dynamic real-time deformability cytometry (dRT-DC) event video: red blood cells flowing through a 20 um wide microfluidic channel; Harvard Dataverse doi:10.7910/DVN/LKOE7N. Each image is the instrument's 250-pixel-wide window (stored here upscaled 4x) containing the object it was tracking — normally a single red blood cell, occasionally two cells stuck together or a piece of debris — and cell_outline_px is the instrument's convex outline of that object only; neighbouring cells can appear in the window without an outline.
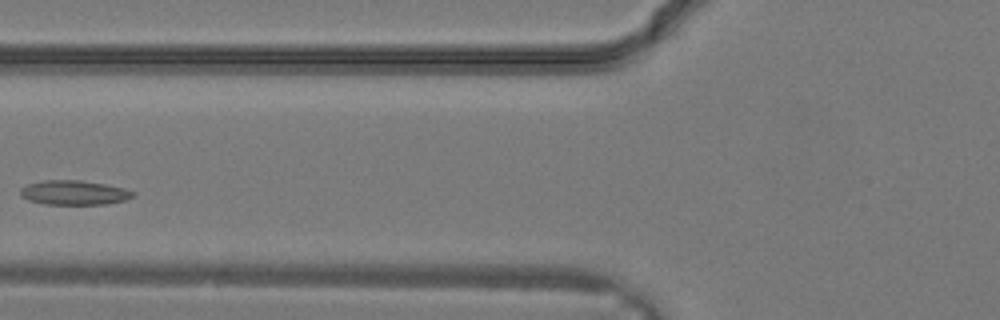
{"species": "common noctule bat (a hibernating species)", "species_latin": "Nyctalus noctula", "temperature_condition": "warm", "stored_images_in_passage": 8, "camera_frame_rate_fps": 3000, "um_per_image_px": 0.085, "animal": {"sex": "male", "body_mass_g": 19.2, "forearm_length_mm": 51.8}, "frame": {"image": 1, "passage_image": 7, "time_ms": 2.0, "image_size_px": [1000, 320], "cell_outline_px": [[136, 196], [124, 200], [104, 204], [44, 204], [28, 200], [20, 196], [20, 188], [28, 184], [44, 180], [80, 180], [104, 184], [124, 188], [136, 192]], "centroid_in_image_um": [6.29, 16.37], "position_along_channel_um": 119.5, "area_um2": 16.07}}